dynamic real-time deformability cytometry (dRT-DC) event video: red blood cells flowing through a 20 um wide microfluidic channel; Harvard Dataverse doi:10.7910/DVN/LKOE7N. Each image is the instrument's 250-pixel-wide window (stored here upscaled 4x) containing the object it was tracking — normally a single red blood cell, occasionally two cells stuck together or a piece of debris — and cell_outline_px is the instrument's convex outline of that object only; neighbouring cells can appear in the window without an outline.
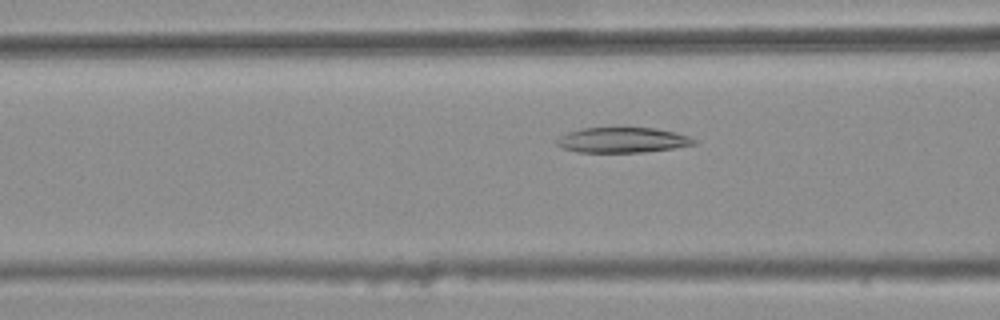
{"species": "common noctule bat (a hibernating species)", "species_latin": "Nyctalus noctula", "temperature_condition": "warm", "stored_images_in_passage": 34, "camera_frame_rate_fps": 3000, "um_per_image_px": 0.085, "animal": {"sex": "female", "body_mass_g": 25.1}, "frame": {"image": 1, "passage_image": 5, "time_ms": 1.333, "image_size_px": [1000, 320], "cell_outline_px": [[700, 140], [696, 144], [672, 148], [644, 152], [580, 152], [564, 148], [556, 144], [556, 140], [560, 136], [568, 132], [584, 128], [656, 128], [676, 132]], "centroid_in_image_um": [52.96, 11.9], "position_along_channel_um": 113.6, "area_um2": 20.11}}
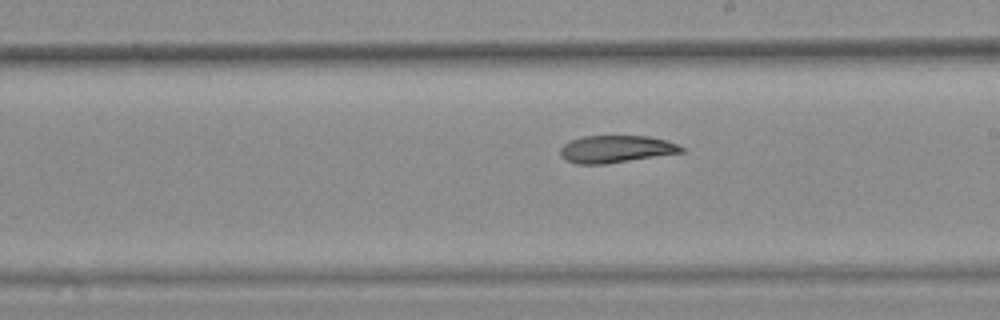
{"frame": {"image": 2, "passage_image": 15, "time_ms": 4.667, "image_size_px": [1000, 320], "cell_outline_px": [[684, 152], [604, 164], [576, 164], [564, 160], [560, 156], [560, 148], [564, 144], [572, 140], [584, 136], [648, 136], [664, 140], [676, 144], [684, 148]], "centroid_in_image_um": [52.31, 12.68], "position_along_channel_um": 236.7, "area_um2": 19.13}}
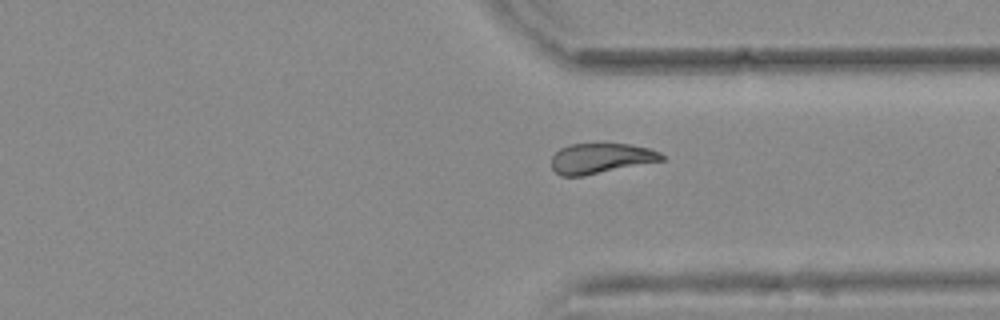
{"frame": {"image": 3, "passage_image": 25, "time_ms": 8.0, "image_size_px": [1000, 320], "cell_outline_px": [[664, 160], [584, 176], [560, 176], [552, 168], [552, 156], [560, 148], [568, 144], [628, 144], [652, 148], [660, 152], [664, 156]], "centroid_in_image_um": [51.07, 13.46], "position_along_channel_um": 360.3, "area_um2": 19.48}}